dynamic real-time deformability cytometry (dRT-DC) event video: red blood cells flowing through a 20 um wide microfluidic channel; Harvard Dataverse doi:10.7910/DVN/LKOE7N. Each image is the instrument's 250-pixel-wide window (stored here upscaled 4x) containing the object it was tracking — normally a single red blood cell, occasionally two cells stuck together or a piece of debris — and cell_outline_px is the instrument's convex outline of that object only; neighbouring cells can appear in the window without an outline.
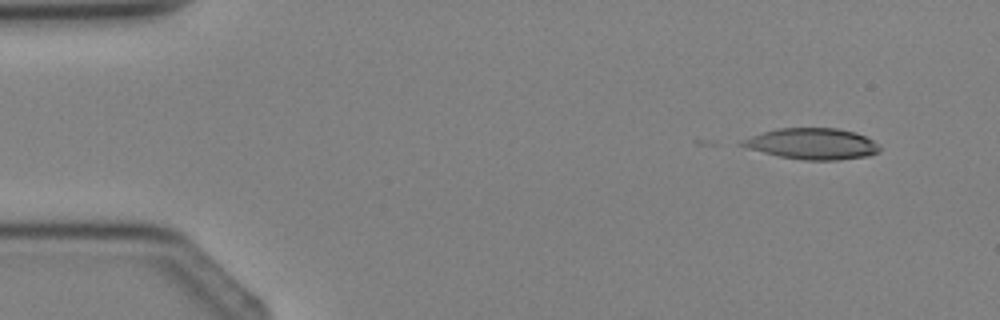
{"species": "Egyptian fruit bat (a non-hibernating species)", "species_latin": "Rousettus aegyptiacus", "temperature_condition": "cold", "stored_images_in_passage": 2, "camera_frame_rate_fps": 3000, "um_per_image_px": 0.085, "animal": {"sex": "female"}, "frame": {"image": 1, "passage_image": 1, "time_ms": 0.0, "image_size_px": [1000, 320], "cell_outline_px": [[880, 152], [868, 156], [840, 160], [804, 160], [780, 156], [748, 148], [736, 144], [752, 136], [764, 132], [780, 128], [836, 128], [856, 132], [880, 144]], "centroid_in_image_um": [69.1, 12.23], "position_along_channel_um": 15.9, "area_um2": 24.8}}